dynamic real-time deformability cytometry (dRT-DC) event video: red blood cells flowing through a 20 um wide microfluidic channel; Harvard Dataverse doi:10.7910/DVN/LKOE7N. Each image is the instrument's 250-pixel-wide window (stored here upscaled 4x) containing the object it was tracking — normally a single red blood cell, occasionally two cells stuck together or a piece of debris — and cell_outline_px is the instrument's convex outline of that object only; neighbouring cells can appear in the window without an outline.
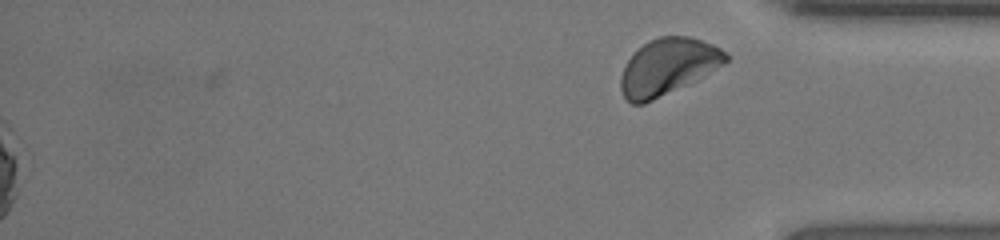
{"species": "human", "species_latin": "Homo sapiens", "temperature_condition": "room temperature", "stored_images_in_passage": 51, "segment_of_instrument_passage": [2, 2], "camera_frame_rate_fps": 3000, "um_per_image_px": 0.085, "donor": {"sex": "female"}, "frame": {"image": 1, "passage_image": 51, "time_ms": 16.667, "image_size_px": [1000, 240], "cell_outline_px": [[728, 60], [708, 72], [644, 104], [632, 104], [624, 96], [620, 88], [620, 76], [632, 52], [648, 40], [660, 36], [688, 36], [712, 44], [720, 48], [728, 56]], "centroid_in_image_um": [56.69, 5.64], "position_along_channel_um": 378.5, "area_um2": 33.64}}